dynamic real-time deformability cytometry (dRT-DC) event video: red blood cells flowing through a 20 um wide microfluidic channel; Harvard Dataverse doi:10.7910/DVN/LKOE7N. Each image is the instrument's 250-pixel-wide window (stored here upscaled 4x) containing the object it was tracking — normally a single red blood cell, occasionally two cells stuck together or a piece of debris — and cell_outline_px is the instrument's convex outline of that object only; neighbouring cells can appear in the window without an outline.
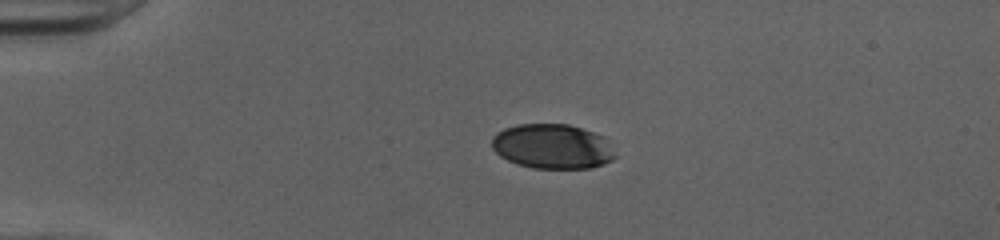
{"species": "human", "species_latin": "Homo sapiens", "temperature_condition": "cold", "stored_images_in_passage": 40, "camera_frame_rate_fps": 3000, "um_per_image_px": 0.085, "donor": {"sex": "female"}, "frame": {"image": 1, "passage_image": 1, "time_ms": 0.0, "image_size_px": [1000, 240], "cell_outline_px": [[616, 156], [612, 160], [604, 164], [592, 168], [532, 168], [516, 164], [500, 156], [492, 148], [492, 136], [496, 132], [504, 128], [516, 124], [568, 124], [604, 136]], "centroid_in_image_um": [46.93, 12.45], "position_along_channel_um": 38.1, "area_um2": 32.25}}
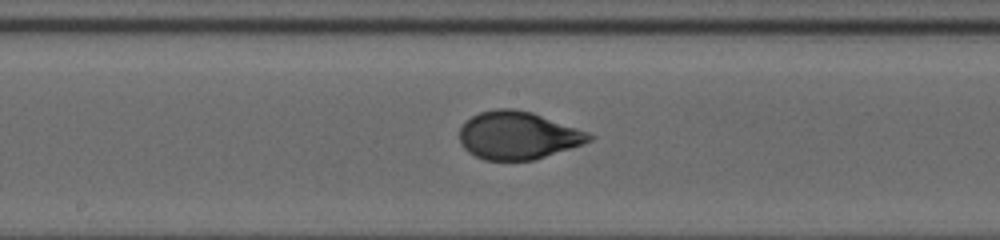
{"frame": {"image": 2, "passage_image": 17, "time_ms": 5.333, "image_size_px": [1000, 240], "cell_outline_px": [[596, 136], [592, 140], [532, 160], [484, 160], [468, 152], [460, 144], [460, 128], [472, 116], [480, 112], [496, 108], [512, 108], [532, 112], [588, 132]], "centroid_in_image_um": [43.99, 11.5], "position_along_channel_um": 204.2, "area_um2": 35.72}}
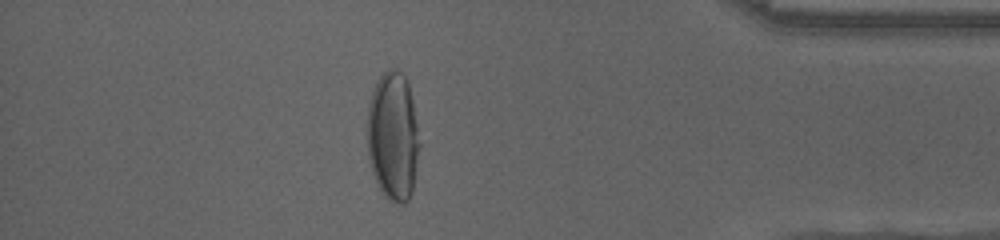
{"frame": {"image": 3, "passage_image": 34, "time_ms": 11.0, "image_size_px": [1000, 240], "cell_outline_px": [[420, 144], [412, 192], [408, 200], [404, 204], [400, 204], [388, 200], [384, 196], [372, 172], [368, 156], [368, 104], [376, 80], [388, 68], [396, 68], [404, 76], [408, 84], [412, 100]], "centroid_in_image_um": [33.4, 11.59], "position_along_channel_um": 401.8, "area_um2": 39.19}, "authors_computed_cell_mechanics": {"area_um2": 36.2984, "velocity_mm_per_s": 4.0175, "shape_relaxation_time_tau1_ms": 5.3279, "shape_relaxation_time_tau2_ms": null, "deformation_change_tau1": 0.2242, "deformation_change_tau2": null}}